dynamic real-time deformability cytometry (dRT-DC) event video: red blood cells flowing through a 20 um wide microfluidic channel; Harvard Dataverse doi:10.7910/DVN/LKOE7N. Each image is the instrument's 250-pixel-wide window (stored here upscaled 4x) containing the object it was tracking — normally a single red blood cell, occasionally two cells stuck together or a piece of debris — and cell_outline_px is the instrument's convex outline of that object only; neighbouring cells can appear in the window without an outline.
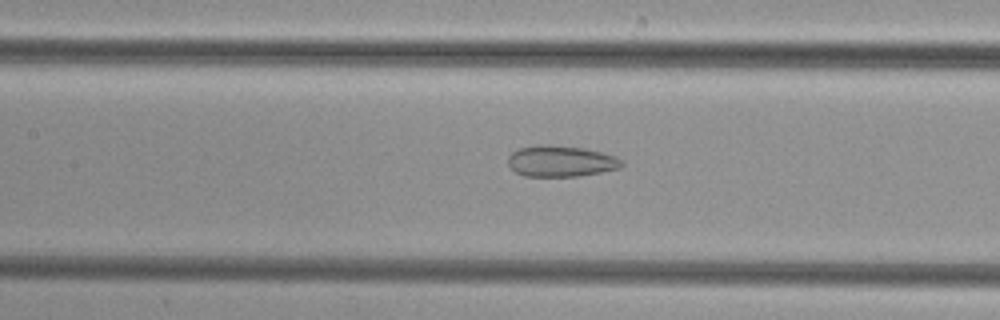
{"species": "common noctule bat (a hibernating species)", "species_latin": "Nyctalus noctula", "temperature_condition": "cold", "stored_images_in_passage": 34, "camera_frame_rate_fps": 3000, "um_per_image_px": 0.085, "animal": {"sex": "female", "body_mass_g": 29.2, "forearm_length_mm": 56.3}, "frame": {"image": 1, "passage_image": 7, "time_ms": 2.0, "image_size_px": [1000, 320], "cell_outline_px": [[624, 164], [620, 168], [600, 172], [576, 176], [524, 176], [516, 172], [508, 164], [508, 156], [512, 152], [520, 148], [536, 144], [548, 144], [584, 148], [616, 156]], "centroid_in_image_um": [47.65, 13.69], "position_along_channel_um": 159.8, "area_um2": 20.58}}
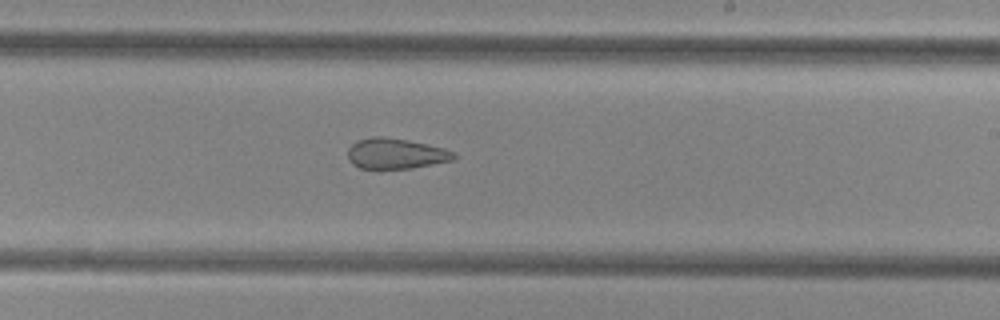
{"frame": {"image": 2, "passage_image": 14, "time_ms": 4.333, "image_size_px": [1000, 320], "cell_outline_px": [[456, 156], [452, 160], [412, 168], [376, 172], [360, 168], [352, 164], [348, 160], [348, 148], [356, 140], [372, 136], [380, 136], [404, 140], [444, 148], [456, 152]], "centroid_in_image_um": [33.56, 13.1], "position_along_channel_um": 255.4, "area_um2": 19.42}}
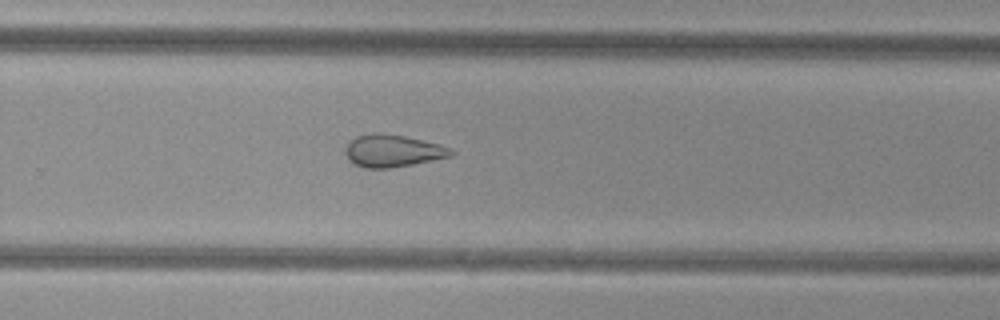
{"frame": {"image": 3, "passage_image": 17, "time_ms": 5.333, "image_size_px": [1000, 320], "cell_outline_px": [[456, 152], [452, 156], [412, 164], [388, 168], [364, 168], [348, 160], [344, 152], [348, 140], [356, 136], [372, 132], [384, 132], [404, 136], [440, 144], [452, 148]], "centroid_in_image_um": [33.36, 12.8], "position_along_channel_um": 296.4, "area_um2": 20.17}}